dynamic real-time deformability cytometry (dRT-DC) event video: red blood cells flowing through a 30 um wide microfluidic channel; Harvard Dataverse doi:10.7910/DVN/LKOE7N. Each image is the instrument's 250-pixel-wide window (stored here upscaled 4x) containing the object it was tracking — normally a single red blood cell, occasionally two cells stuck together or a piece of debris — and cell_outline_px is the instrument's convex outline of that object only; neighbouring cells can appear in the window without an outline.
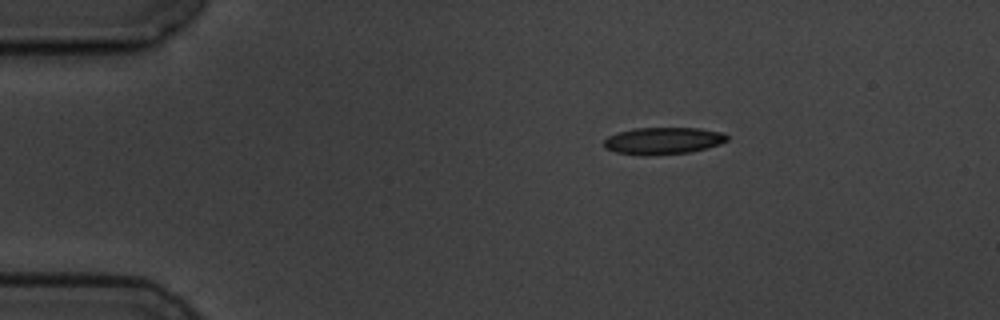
{"species": "common noctule bat (a hibernating species)", "species_latin": "Nyctalus noctula", "temperature_condition": "cold", "stored_images_in_passage": 3, "camera_frame_rate_fps": 3000, "um_per_image_px": 0.085, "animal": {"sex": "male", "body_mass_g": 19.5, "forearm_length_mm": 54.6}, "frame": {"image": 1, "passage_image": 1, "time_ms": 0.0, "image_size_px": [1000, 320], "cell_outline_px": [[728, 140], [720, 144], [688, 152], [616, 152], [604, 148], [604, 140], [608, 136], [616, 132], [636, 128], [700, 128], [720, 132], [728, 136]], "centroid_in_image_um": [56.38, 11.9], "position_along_channel_um": 28.6, "area_um2": 18.26}}